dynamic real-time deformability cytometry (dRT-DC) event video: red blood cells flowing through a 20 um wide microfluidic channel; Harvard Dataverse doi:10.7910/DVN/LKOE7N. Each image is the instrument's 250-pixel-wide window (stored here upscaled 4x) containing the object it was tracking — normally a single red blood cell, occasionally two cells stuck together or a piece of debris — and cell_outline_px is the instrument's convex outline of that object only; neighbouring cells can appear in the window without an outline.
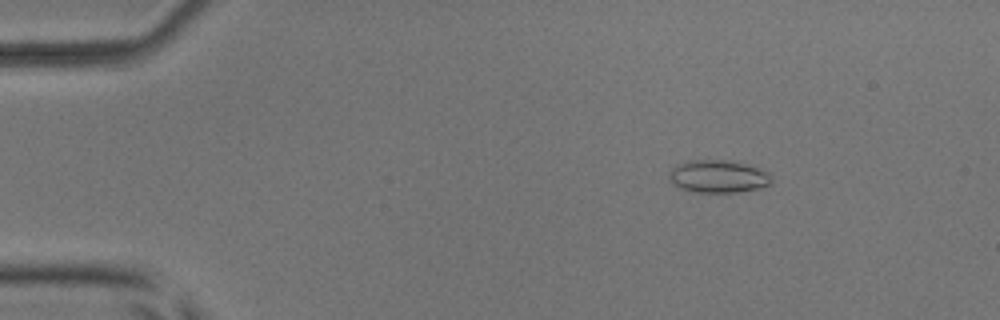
{"species": "common noctule bat (a hibernating species)", "species_latin": "Nyctalus noctula", "temperature_condition": "room temperature", "stored_images_in_passage": 7, "camera_frame_rate_fps": 3000, "um_per_image_px": 0.085, "animal": {"sex": "male", "body_mass_g": 17.9, "forearm_length_mm": 54.2}, "frame": {"image": 1, "passage_image": 3, "time_ms": 2.333, "image_size_px": [1000, 320], "cell_outline_px": [[772, 184], [756, 188], [736, 192], [696, 192], [680, 188], [668, 180], [668, 172], [676, 164], [688, 160], [728, 160], [744, 164], [768, 172], [772, 180]], "centroid_in_image_um": [60.98, 14.99], "position_along_channel_um": 24.0, "area_um2": 19.42}}
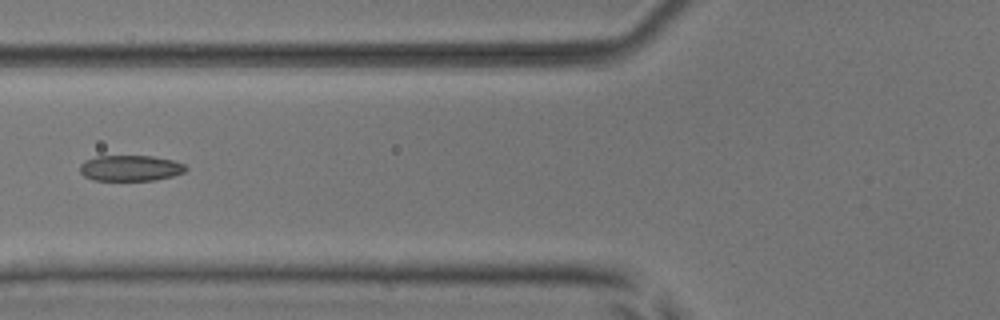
{"frame": {"image": 2, "passage_image": 6, "time_ms": 6.667, "image_size_px": [1000, 320], "cell_outline_px": [[188, 168], [184, 172], [172, 176], [156, 180], [92, 180], [84, 176], [80, 172], [80, 164], [84, 160], [96, 156], [152, 156], [172, 160], [184, 164]], "centroid_in_image_um": [11.06, 14.29], "position_along_channel_um": 114.7, "area_um2": 15.95}}
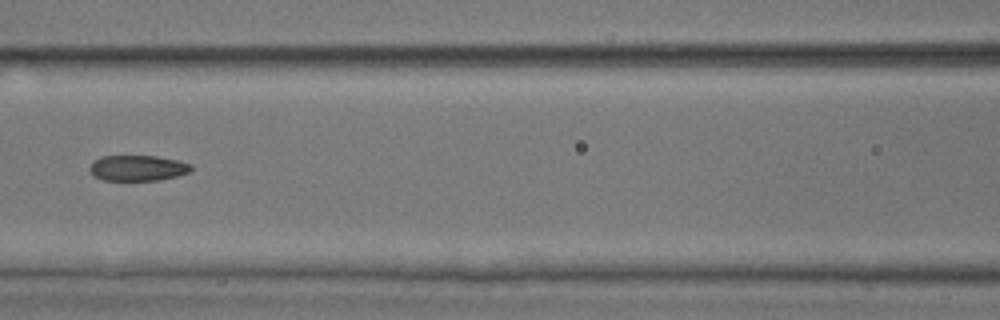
{"frame": {"image": 3, "passage_image": 7, "time_ms": 7.667, "image_size_px": [1000, 320], "cell_outline_px": [[192, 168], [188, 172], [176, 176], [160, 180], [100, 180], [88, 168], [92, 160], [100, 156], [156, 156], [176, 160], [192, 164]], "centroid_in_image_um": [11.67, 14.27], "position_along_channel_um": 154.9, "area_um2": 15.14}}